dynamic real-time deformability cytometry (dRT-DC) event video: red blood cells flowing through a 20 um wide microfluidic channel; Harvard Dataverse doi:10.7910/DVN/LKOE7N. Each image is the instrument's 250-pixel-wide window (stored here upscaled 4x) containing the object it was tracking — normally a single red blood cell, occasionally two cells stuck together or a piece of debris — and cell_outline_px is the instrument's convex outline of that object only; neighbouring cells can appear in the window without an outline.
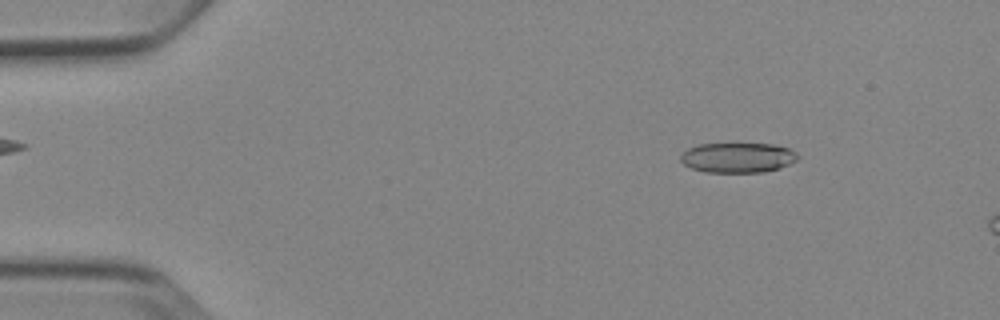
{"species": "Egyptian fruit bat (a non-hibernating species)", "species_latin": "Rousettus aegyptiacus", "temperature_condition": "cold", "stored_images_in_passage": 4, "camera_frame_rate_fps": 3000, "um_per_image_px": 0.085, "animal": {"sex": "female"}, "frame": {"image": 1, "passage_image": 3, "time_ms": 2.333, "image_size_px": [1000, 320], "cell_outline_px": [[800, 156], [796, 160], [780, 168], [764, 172], [704, 172], [692, 168], [684, 164], [680, 160], [680, 156], [688, 148], [700, 144], [772, 144], [788, 148], [796, 152]], "centroid_in_image_um": [62.71, 13.4], "position_along_channel_um": 22.3, "area_um2": 20.4}}